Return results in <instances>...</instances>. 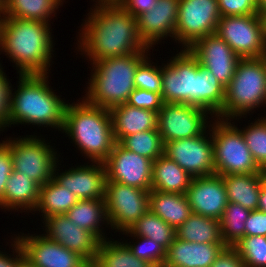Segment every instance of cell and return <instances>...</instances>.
Masks as SVG:
<instances>
[{"label":"cell","instance_id":"cell-36","mask_svg":"<svg viewBox=\"0 0 266 267\" xmlns=\"http://www.w3.org/2000/svg\"><path fill=\"white\" fill-rule=\"evenodd\" d=\"M119 144L151 161L163 155L164 144L158 130H147L124 137Z\"/></svg>","mask_w":266,"mask_h":267},{"label":"cell","instance_id":"cell-26","mask_svg":"<svg viewBox=\"0 0 266 267\" xmlns=\"http://www.w3.org/2000/svg\"><path fill=\"white\" fill-rule=\"evenodd\" d=\"M191 180L192 177L166 155L153 161L151 190L185 194Z\"/></svg>","mask_w":266,"mask_h":267},{"label":"cell","instance_id":"cell-9","mask_svg":"<svg viewBox=\"0 0 266 267\" xmlns=\"http://www.w3.org/2000/svg\"><path fill=\"white\" fill-rule=\"evenodd\" d=\"M216 34L241 58H260L266 53V21L257 14L223 16Z\"/></svg>","mask_w":266,"mask_h":267},{"label":"cell","instance_id":"cell-33","mask_svg":"<svg viewBox=\"0 0 266 267\" xmlns=\"http://www.w3.org/2000/svg\"><path fill=\"white\" fill-rule=\"evenodd\" d=\"M123 234L151 238L167 250L176 237V230L148 210Z\"/></svg>","mask_w":266,"mask_h":267},{"label":"cell","instance_id":"cell-16","mask_svg":"<svg viewBox=\"0 0 266 267\" xmlns=\"http://www.w3.org/2000/svg\"><path fill=\"white\" fill-rule=\"evenodd\" d=\"M16 236L24 258L33 267H88L90 263L78 253L47 239L43 234Z\"/></svg>","mask_w":266,"mask_h":267},{"label":"cell","instance_id":"cell-32","mask_svg":"<svg viewBox=\"0 0 266 267\" xmlns=\"http://www.w3.org/2000/svg\"><path fill=\"white\" fill-rule=\"evenodd\" d=\"M64 0H7L4 17L22 20H37L50 24L51 16ZM54 13V14H53ZM51 18V19H50Z\"/></svg>","mask_w":266,"mask_h":267},{"label":"cell","instance_id":"cell-42","mask_svg":"<svg viewBox=\"0 0 266 267\" xmlns=\"http://www.w3.org/2000/svg\"><path fill=\"white\" fill-rule=\"evenodd\" d=\"M258 0H218L221 17L257 14Z\"/></svg>","mask_w":266,"mask_h":267},{"label":"cell","instance_id":"cell-55","mask_svg":"<svg viewBox=\"0 0 266 267\" xmlns=\"http://www.w3.org/2000/svg\"><path fill=\"white\" fill-rule=\"evenodd\" d=\"M263 58H264L265 67H266V53L264 54Z\"/></svg>","mask_w":266,"mask_h":267},{"label":"cell","instance_id":"cell-24","mask_svg":"<svg viewBox=\"0 0 266 267\" xmlns=\"http://www.w3.org/2000/svg\"><path fill=\"white\" fill-rule=\"evenodd\" d=\"M39 188L34 180L13 170L7 180L0 208L8 211L26 210L28 213L34 211L39 199Z\"/></svg>","mask_w":266,"mask_h":267},{"label":"cell","instance_id":"cell-18","mask_svg":"<svg viewBox=\"0 0 266 267\" xmlns=\"http://www.w3.org/2000/svg\"><path fill=\"white\" fill-rule=\"evenodd\" d=\"M42 221L46 232L43 235L47 239L78 253L90 264L95 262L100 240L93 233L75 226L65 214L53 215Z\"/></svg>","mask_w":266,"mask_h":267},{"label":"cell","instance_id":"cell-52","mask_svg":"<svg viewBox=\"0 0 266 267\" xmlns=\"http://www.w3.org/2000/svg\"><path fill=\"white\" fill-rule=\"evenodd\" d=\"M4 10H5V2L4 0H0V18L4 16Z\"/></svg>","mask_w":266,"mask_h":267},{"label":"cell","instance_id":"cell-30","mask_svg":"<svg viewBox=\"0 0 266 267\" xmlns=\"http://www.w3.org/2000/svg\"><path fill=\"white\" fill-rule=\"evenodd\" d=\"M176 237L187 242L225 244L221 237L220 220L195 213L176 230Z\"/></svg>","mask_w":266,"mask_h":267},{"label":"cell","instance_id":"cell-48","mask_svg":"<svg viewBox=\"0 0 266 267\" xmlns=\"http://www.w3.org/2000/svg\"><path fill=\"white\" fill-rule=\"evenodd\" d=\"M12 239L14 240L10 242L12 243L10 246L12 247L13 251L11 252L13 255L0 250V267H16L24 259V254L18 240L15 237H12Z\"/></svg>","mask_w":266,"mask_h":267},{"label":"cell","instance_id":"cell-41","mask_svg":"<svg viewBox=\"0 0 266 267\" xmlns=\"http://www.w3.org/2000/svg\"><path fill=\"white\" fill-rule=\"evenodd\" d=\"M163 103L161 93L135 88L131 92L126 104L158 113Z\"/></svg>","mask_w":266,"mask_h":267},{"label":"cell","instance_id":"cell-20","mask_svg":"<svg viewBox=\"0 0 266 267\" xmlns=\"http://www.w3.org/2000/svg\"><path fill=\"white\" fill-rule=\"evenodd\" d=\"M192 213L220 220L228 198L220 175L192 178L185 193Z\"/></svg>","mask_w":266,"mask_h":267},{"label":"cell","instance_id":"cell-54","mask_svg":"<svg viewBox=\"0 0 266 267\" xmlns=\"http://www.w3.org/2000/svg\"><path fill=\"white\" fill-rule=\"evenodd\" d=\"M147 267H164V266H159V265H148Z\"/></svg>","mask_w":266,"mask_h":267},{"label":"cell","instance_id":"cell-5","mask_svg":"<svg viewBox=\"0 0 266 267\" xmlns=\"http://www.w3.org/2000/svg\"><path fill=\"white\" fill-rule=\"evenodd\" d=\"M150 50L126 56L109 57L91 63L86 94L88 103L106 109L125 104L135 89L134 77L138 65L150 54Z\"/></svg>","mask_w":266,"mask_h":267},{"label":"cell","instance_id":"cell-2","mask_svg":"<svg viewBox=\"0 0 266 267\" xmlns=\"http://www.w3.org/2000/svg\"><path fill=\"white\" fill-rule=\"evenodd\" d=\"M50 26L37 20L0 19V53L11 59L18 74H49L55 46Z\"/></svg>","mask_w":266,"mask_h":267},{"label":"cell","instance_id":"cell-37","mask_svg":"<svg viewBox=\"0 0 266 267\" xmlns=\"http://www.w3.org/2000/svg\"><path fill=\"white\" fill-rule=\"evenodd\" d=\"M254 161L264 171L266 169V116L258 117L253 123L240 129Z\"/></svg>","mask_w":266,"mask_h":267},{"label":"cell","instance_id":"cell-43","mask_svg":"<svg viewBox=\"0 0 266 267\" xmlns=\"http://www.w3.org/2000/svg\"><path fill=\"white\" fill-rule=\"evenodd\" d=\"M3 68L0 67V131L6 127H9V103H10V91L12 84Z\"/></svg>","mask_w":266,"mask_h":267},{"label":"cell","instance_id":"cell-10","mask_svg":"<svg viewBox=\"0 0 266 267\" xmlns=\"http://www.w3.org/2000/svg\"><path fill=\"white\" fill-rule=\"evenodd\" d=\"M166 63H162L163 102L197 107V59L188 49H180Z\"/></svg>","mask_w":266,"mask_h":267},{"label":"cell","instance_id":"cell-39","mask_svg":"<svg viewBox=\"0 0 266 267\" xmlns=\"http://www.w3.org/2000/svg\"><path fill=\"white\" fill-rule=\"evenodd\" d=\"M127 236L134 237L133 239L137 240L133 244L130 241L128 243V240L124 242L134 256L145 261L149 265L163 266L166 259V249L162 245L148 237L136 235Z\"/></svg>","mask_w":266,"mask_h":267},{"label":"cell","instance_id":"cell-31","mask_svg":"<svg viewBox=\"0 0 266 267\" xmlns=\"http://www.w3.org/2000/svg\"><path fill=\"white\" fill-rule=\"evenodd\" d=\"M224 99L225 87L197 60V107L209 112L211 118H216L221 112Z\"/></svg>","mask_w":266,"mask_h":267},{"label":"cell","instance_id":"cell-45","mask_svg":"<svg viewBox=\"0 0 266 267\" xmlns=\"http://www.w3.org/2000/svg\"><path fill=\"white\" fill-rule=\"evenodd\" d=\"M266 236V212L256 209L251 211L245 221V236Z\"/></svg>","mask_w":266,"mask_h":267},{"label":"cell","instance_id":"cell-38","mask_svg":"<svg viewBox=\"0 0 266 267\" xmlns=\"http://www.w3.org/2000/svg\"><path fill=\"white\" fill-rule=\"evenodd\" d=\"M233 247L246 267H266V236H244Z\"/></svg>","mask_w":266,"mask_h":267},{"label":"cell","instance_id":"cell-14","mask_svg":"<svg viewBox=\"0 0 266 267\" xmlns=\"http://www.w3.org/2000/svg\"><path fill=\"white\" fill-rule=\"evenodd\" d=\"M163 154L175 161L192 178L215 174L210 127L199 136L164 143Z\"/></svg>","mask_w":266,"mask_h":267},{"label":"cell","instance_id":"cell-47","mask_svg":"<svg viewBox=\"0 0 266 267\" xmlns=\"http://www.w3.org/2000/svg\"><path fill=\"white\" fill-rule=\"evenodd\" d=\"M158 0H118V4L134 18L144 12H149L157 4Z\"/></svg>","mask_w":266,"mask_h":267},{"label":"cell","instance_id":"cell-22","mask_svg":"<svg viewBox=\"0 0 266 267\" xmlns=\"http://www.w3.org/2000/svg\"><path fill=\"white\" fill-rule=\"evenodd\" d=\"M225 244L187 242L175 237L166 250L164 267H210Z\"/></svg>","mask_w":266,"mask_h":267},{"label":"cell","instance_id":"cell-8","mask_svg":"<svg viewBox=\"0 0 266 267\" xmlns=\"http://www.w3.org/2000/svg\"><path fill=\"white\" fill-rule=\"evenodd\" d=\"M6 139L3 141L9 146L14 171L28 176L39 186L53 178V171L60 155L44 138L34 134L13 140L11 137Z\"/></svg>","mask_w":266,"mask_h":267},{"label":"cell","instance_id":"cell-44","mask_svg":"<svg viewBox=\"0 0 266 267\" xmlns=\"http://www.w3.org/2000/svg\"><path fill=\"white\" fill-rule=\"evenodd\" d=\"M13 163L9 146L0 142V202L4 196L7 180L13 172Z\"/></svg>","mask_w":266,"mask_h":267},{"label":"cell","instance_id":"cell-40","mask_svg":"<svg viewBox=\"0 0 266 267\" xmlns=\"http://www.w3.org/2000/svg\"><path fill=\"white\" fill-rule=\"evenodd\" d=\"M147 56L137 67L134 86L135 88L148 90L155 93L162 91V65H154ZM153 64V65H152Z\"/></svg>","mask_w":266,"mask_h":267},{"label":"cell","instance_id":"cell-17","mask_svg":"<svg viewBox=\"0 0 266 267\" xmlns=\"http://www.w3.org/2000/svg\"><path fill=\"white\" fill-rule=\"evenodd\" d=\"M188 51L202 67L211 71L224 87L231 82L241 59L216 33L197 40Z\"/></svg>","mask_w":266,"mask_h":267},{"label":"cell","instance_id":"cell-7","mask_svg":"<svg viewBox=\"0 0 266 267\" xmlns=\"http://www.w3.org/2000/svg\"><path fill=\"white\" fill-rule=\"evenodd\" d=\"M209 124L214 152L215 174L263 173L246 145L241 130L231 120L214 118ZM234 124V125H233Z\"/></svg>","mask_w":266,"mask_h":267},{"label":"cell","instance_id":"cell-11","mask_svg":"<svg viewBox=\"0 0 266 267\" xmlns=\"http://www.w3.org/2000/svg\"><path fill=\"white\" fill-rule=\"evenodd\" d=\"M150 191L106 181L105 206L109 227L128 230L149 208Z\"/></svg>","mask_w":266,"mask_h":267},{"label":"cell","instance_id":"cell-35","mask_svg":"<svg viewBox=\"0 0 266 267\" xmlns=\"http://www.w3.org/2000/svg\"><path fill=\"white\" fill-rule=\"evenodd\" d=\"M251 210L228 202L220 219L221 237L226 246H234L245 236V221Z\"/></svg>","mask_w":266,"mask_h":267},{"label":"cell","instance_id":"cell-25","mask_svg":"<svg viewBox=\"0 0 266 267\" xmlns=\"http://www.w3.org/2000/svg\"><path fill=\"white\" fill-rule=\"evenodd\" d=\"M228 201L251 211L258 209L259 194L266 181L264 172L222 176Z\"/></svg>","mask_w":266,"mask_h":267},{"label":"cell","instance_id":"cell-50","mask_svg":"<svg viewBox=\"0 0 266 267\" xmlns=\"http://www.w3.org/2000/svg\"><path fill=\"white\" fill-rule=\"evenodd\" d=\"M257 15L266 21V0H258Z\"/></svg>","mask_w":266,"mask_h":267},{"label":"cell","instance_id":"cell-4","mask_svg":"<svg viewBox=\"0 0 266 267\" xmlns=\"http://www.w3.org/2000/svg\"><path fill=\"white\" fill-rule=\"evenodd\" d=\"M67 102L62 133L73 141L90 162H104L113 150L114 139L109 109L88 103Z\"/></svg>","mask_w":266,"mask_h":267},{"label":"cell","instance_id":"cell-51","mask_svg":"<svg viewBox=\"0 0 266 267\" xmlns=\"http://www.w3.org/2000/svg\"><path fill=\"white\" fill-rule=\"evenodd\" d=\"M16 267H33L25 258Z\"/></svg>","mask_w":266,"mask_h":267},{"label":"cell","instance_id":"cell-21","mask_svg":"<svg viewBox=\"0 0 266 267\" xmlns=\"http://www.w3.org/2000/svg\"><path fill=\"white\" fill-rule=\"evenodd\" d=\"M178 11L179 0H158L154 8L136 18L139 37L147 47H154L166 37L175 41Z\"/></svg>","mask_w":266,"mask_h":267},{"label":"cell","instance_id":"cell-6","mask_svg":"<svg viewBox=\"0 0 266 267\" xmlns=\"http://www.w3.org/2000/svg\"><path fill=\"white\" fill-rule=\"evenodd\" d=\"M262 105L266 106L264 58L240 59L231 82L225 87L223 107L216 118L239 120Z\"/></svg>","mask_w":266,"mask_h":267},{"label":"cell","instance_id":"cell-46","mask_svg":"<svg viewBox=\"0 0 266 267\" xmlns=\"http://www.w3.org/2000/svg\"><path fill=\"white\" fill-rule=\"evenodd\" d=\"M210 267H246V265L234 247L226 246Z\"/></svg>","mask_w":266,"mask_h":267},{"label":"cell","instance_id":"cell-27","mask_svg":"<svg viewBox=\"0 0 266 267\" xmlns=\"http://www.w3.org/2000/svg\"><path fill=\"white\" fill-rule=\"evenodd\" d=\"M149 205L154 214L177 230L192 214L185 194L151 190Z\"/></svg>","mask_w":266,"mask_h":267},{"label":"cell","instance_id":"cell-34","mask_svg":"<svg viewBox=\"0 0 266 267\" xmlns=\"http://www.w3.org/2000/svg\"><path fill=\"white\" fill-rule=\"evenodd\" d=\"M112 240L107 238L100 241L94 267H147L149 265L134 256L123 241Z\"/></svg>","mask_w":266,"mask_h":267},{"label":"cell","instance_id":"cell-3","mask_svg":"<svg viewBox=\"0 0 266 267\" xmlns=\"http://www.w3.org/2000/svg\"><path fill=\"white\" fill-rule=\"evenodd\" d=\"M48 74H19L17 90L11 86L9 127L28 124L63 129L66 101L49 86ZM51 87V88H50Z\"/></svg>","mask_w":266,"mask_h":267},{"label":"cell","instance_id":"cell-12","mask_svg":"<svg viewBox=\"0 0 266 267\" xmlns=\"http://www.w3.org/2000/svg\"><path fill=\"white\" fill-rule=\"evenodd\" d=\"M220 17L218 0H179L175 42L188 49L197 40L215 34Z\"/></svg>","mask_w":266,"mask_h":267},{"label":"cell","instance_id":"cell-15","mask_svg":"<svg viewBox=\"0 0 266 267\" xmlns=\"http://www.w3.org/2000/svg\"><path fill=\"white\" fill-rule=\"evenodd\" d=\"M107 181L151 191L153 161L115 143L103 162Z\"/></svg>","mask_w":266,"mask_h":267},{"label":"cell","instance_id":"cell-23","mask_svg":"<svg viewBox=\"0 0 266 267\" xmlns=\"http://www.w3.org/2000/svg\"><path fill=\"white\" fill-rule=\"evenodd\" d=\"M114 139L119 143L124 137L147 130H158V113L128 104L109 109Z\"/></svg>","mask_w":266,"mask_h":267},{"label":"cell","instance_id":"cell-29","mask_svg":"<svg viewBox=\"0 0 266 267\" xmlns=\"http://www.w3.org/2000/svg\"><path fill=\"white\" fill-rule=\"evenodd\" d=\"M79 199L67 188L58 184L53 178L39 188V199L34 212H41L43 220L66 214Z\"/></svg>","mask_w":266,"mask_h":267},{"label":"cell","instance_id":"cell-19","mask_svg":"<svg viewBox=\"0 0 266 267\" xmlns=\"http://www.w3.org/2000/svg\"><path fill=\"white\" fill-rule=\"evenodd\" d=\"M92 164V165H91ZM91 164L78 165L74 168L58 172L56 164L53 179L61 186L67 188L78 199H105L106 170L104 163L92 162Z\"/></svg>","mask_w":266,"mask_h":267},{"label":"cell","instance_id":"cell-1","mask_svg":"<svg viewBox=\"0 0 266 267\" xmlns=\"http://www.w3.org/2000/svg\"><path fill=\"white\" fill-rule=\"evenodd\" d=\"M93 6L77 38L78 51L91 63L151 49L139 37L136 18L118 3H94Z\"/></svg>","mask_w":266,"mask_h":267},{"label":"cell","instance_id":"cell-53","mask_svg":"<svg viewBox=\"0 0 266 267\" xmlns=\"http://www.w3.org/2000/svg\"><path fill=\"white\" fill-rule=\"evenodd\" d=\"M94 2H96V4L98 3H117L118 0H93Z\"/></svg>","mask_w":266,"mask_h":267},{"label":"cell","instance_id":"cell-49","mask_svg":"<svg viewBox=\"0 0 266 267\" xmlns=\"http://www.w3.org/2000/svg\"><path fill=\"white\" fill-rule=\"evenodd\" d=\"M258 209L266 212V181L262 185V188L259 194Z\"/></svg>","mask_w":266,"mask_h":267},{"label":"cell","instance_id":"cell-13","mask_svg":"<svg viewBox=\"0 0 266 267\" xmlns=\"http://www.w3.org/2000/svg\"><path fill=\"white\" fill-rule=\"evenodd\" d=\"M211 114L188 104L163 103L158 112L157 129L163 144L177 139L192 138L209 129ZM209 117V118H208ZM208 127V128H207Z\"/></svg>","mask_w":266,"mask_h":267},{"label":"cell","instance_id":"cell-28","mask_svg":"<svg viewBox=\"0 0 266 267\" xmlns=\"http://www.w3.org/2000/svg\"><path fill=\"white\" fill-rule=\"evenodd\" d=\"M65 215L75 226L93 233L100 241L107 239L101 227L103 224L109 227L105 199H79Z\"/></svg>","mask_w":266,"mask_h":267},{"label":"cell","instance_id":"cell-56","mask_svg":"<svg viewBox=\"0 0 266 267\" xmlns=\"http://www.w3.org/2000/svg\"><path fill=\"white\" fill-rule=\"evenodd\" d=\"M264 172V175H265V179H266V169L263 171Z\"/></svg>","mask_w":266,"mask_h":267}]
</instances>
